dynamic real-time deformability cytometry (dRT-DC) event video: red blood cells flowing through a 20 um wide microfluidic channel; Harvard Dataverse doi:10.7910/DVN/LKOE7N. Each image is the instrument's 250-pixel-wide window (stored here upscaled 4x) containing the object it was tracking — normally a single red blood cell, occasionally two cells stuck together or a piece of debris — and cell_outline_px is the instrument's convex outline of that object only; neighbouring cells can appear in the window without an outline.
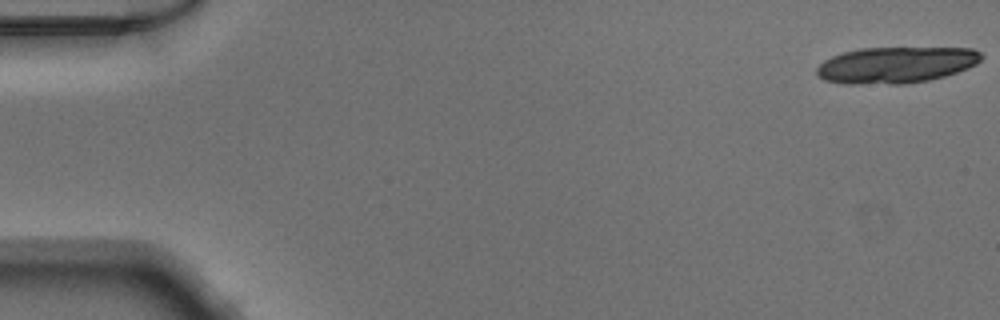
{"species": "Egyptian fruit bat (a non-hibernating species)", "species_latin": "Rousettus aegyptiacus", "temperature_condition": "warm", "stored_images_in_passage": 18, "camera_frame_rate_fps": 3000, "um_per_image_px": 0.085, "animal": {"sex": "male"}, "frame": {"image": 1, "passage_image": 1, "time_ms": 0.0, "image_size_px": [1000, 320], "cell_outline_px": [[984, 56], [976, 64], [968, 68], [944, 76], [928, 80], [904, 84], [844, 84], [824, 80], [816, 76], [816, 68], [824, 60], [832, 56], [844, 52], [860, 48], [972, 48], [980, 52]], "centroid_in_image_um": [76.13, 5.52], "position_along_channel_um": 8.9, "area_um2": 34.97}}